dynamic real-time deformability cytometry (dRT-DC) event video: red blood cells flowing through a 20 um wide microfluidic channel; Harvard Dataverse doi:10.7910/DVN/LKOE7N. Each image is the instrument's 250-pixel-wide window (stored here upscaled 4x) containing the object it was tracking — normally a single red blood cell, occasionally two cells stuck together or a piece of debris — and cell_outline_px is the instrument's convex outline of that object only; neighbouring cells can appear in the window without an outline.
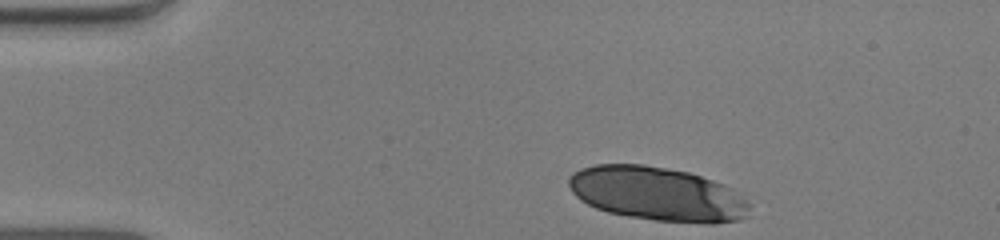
{"species": "human", "species_latin": "Homo sapiens", "temperature_condition": "warm", "stored_images_in_passage": 36, "camera_frame_rate_fps": 3000, "um_per_image_px": 0.085, "donor": {"sex": "male"}, "frame": {"image": 1, "passage_image": 1, "time_ms": 0.0, "image_size_px": [1000, 240], "cell_outline_px": [[752, 204], [744, 216], [740, 220], [716, 224], [708, 224], [652, 220], [628, 216], [608, 212], [596, 208], [580, 200], [572, 192], [568, 184], [568, 176], [572, 172], [580, 168], [596, 164], [644, 164], [668, 168], [688, 172], [724, 184], [732, 188]], "centroid_in_image_um": [55.87, 16.48], "position_along_channel_um": 29.1, "area_um2": 57.34}}
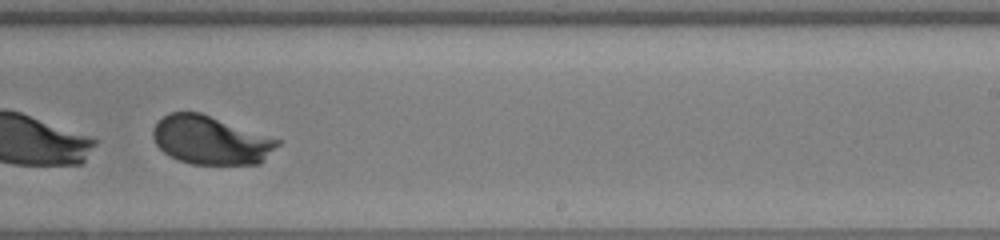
{"frame": {"image": 2, "passage_image": 25, "time_ms": 8.0, "image_size_px": [1000, 240], "cell_outline_px": [[280, 144], [260, 164], [192, 164], [168, 156], [156, 144], [152, 136], [152, 128], [168, 112], [200, 112], [280, 140]], "centroid_in_image_um": [17.89, 11.92], "position_along_channel_um": 271.1, "area_um2": 35.03}}
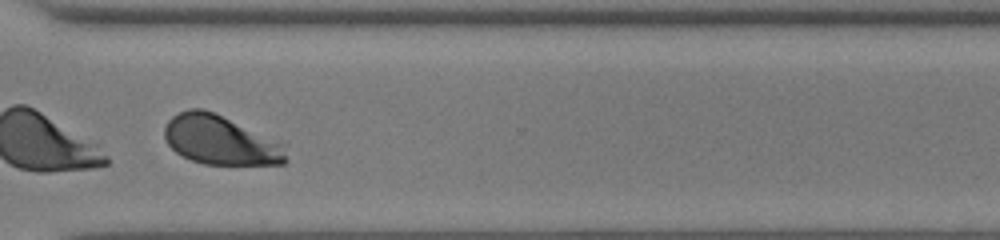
{"frame": {"image": 3, "passage_image": 31, "time_ms": 10.0, "image_size_px": [1000, 240], "cell_outline_px": [[288, 160], [284, 164], [204, 164], [192, 160], [176, 152], [168, 144], [164, 136], [164, 128], [168, 120], [172, 116], [188, 108], [204, 108], [280, 144]], "centroid_in_image_um": [18.63, 11.92], "position_along_channel_um": 352.0, "area_um2": 33.76}, "authors_computed_cell_mechanics": {"area_um2": 36.0094, "velocity_mm_per_s": 4.0075, "shape_relaxation_time_tau1_ms": 0.7929, "shape_relaxation_time_tau2_ms": null, "deformation_change_tau1": 0.2974, "deformation_change_tau2": null}}